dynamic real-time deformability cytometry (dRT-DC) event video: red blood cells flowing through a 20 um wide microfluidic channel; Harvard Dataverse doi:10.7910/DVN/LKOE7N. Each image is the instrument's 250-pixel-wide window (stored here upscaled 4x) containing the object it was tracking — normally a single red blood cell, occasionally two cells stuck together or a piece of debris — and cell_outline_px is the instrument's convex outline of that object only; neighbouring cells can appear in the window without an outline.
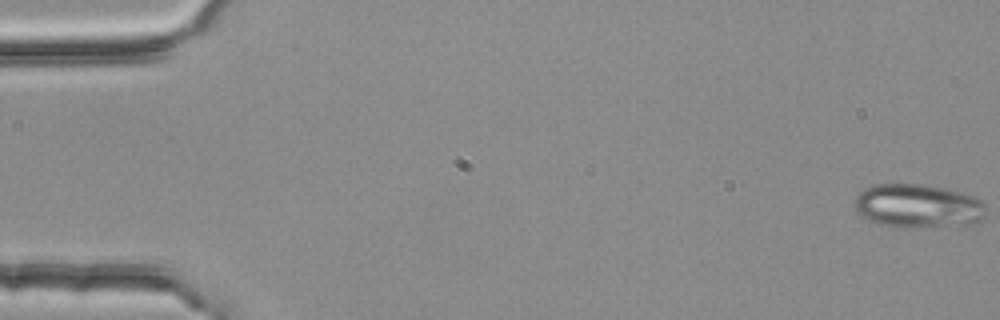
{"species": "common noctule bat (a hibernating species)", "species_latin": "Nyctalus noctula", "temperature_condition": "room temperature", "stored_images_in_passage": 4, "camera_frame_rate_fps": 3000, "um_per_image_px": 0.085, "animal": {"sex": "female", "body_mass_g": 25.1}, "frame": {"image": 1, "passage_image": 1, "time_ms": 0.0, "image_size_px": [1000, 320], "cell_outline_px": [[984, 216], [980, 220], [968, 224], [908, 228], [896, 228], [876, 224], [868, 220], [856, 212], [856, 196], [864, 188], [876, 184], [920, 184], [944, 188], [964, 192], [976, 196], [984, 204]], "centroid_in_image_um": [78.0, 17.51], "position_along_channel_um": 7.0, "area_um2": 33.7}}